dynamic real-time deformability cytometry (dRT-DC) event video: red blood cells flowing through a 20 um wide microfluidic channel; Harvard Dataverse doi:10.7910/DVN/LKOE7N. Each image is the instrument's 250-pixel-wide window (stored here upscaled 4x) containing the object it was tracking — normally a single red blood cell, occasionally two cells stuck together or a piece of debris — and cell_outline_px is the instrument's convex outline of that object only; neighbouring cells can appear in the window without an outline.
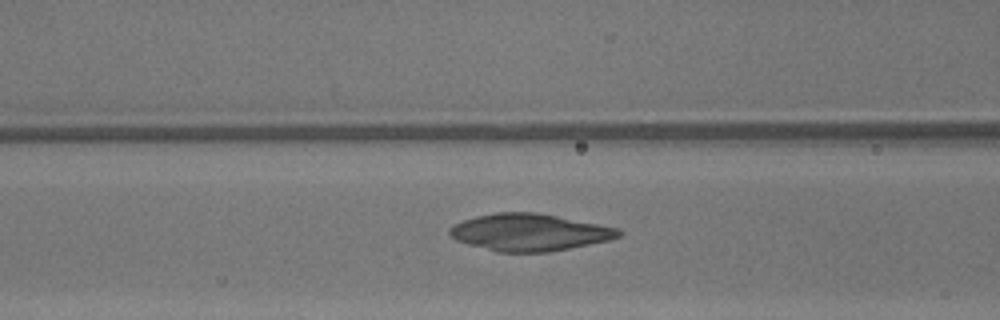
{"species": "common noctule bat (a hibernating species)", "species_latin": "Nyctalus noctula", "temperature_condition": "warm", "stored_images_in_passage": 40, "camera_frame_rate_fps": 3000, "um_per_image_px": 0.085, "animal": {"sex": "male", "body_mass_g": 13.3}, "frame": {"image": 1, "passage_image": 20, "time_ms": 6.333, "image_size_px": [1000, 320], "cell_outline_px": [[624, 232], [620, 236], [608, 240], [548, 252], [496, 252], [468, 244], [456, 240], [448, 232], [448, 228], [464, 220], [476, 216], [496, 212], [536, 212], [620, 228]], "centroid_in_image_um": [45.0, 19.74], "position_along_channel_um": 121.6, "area_um2": 36.36}}
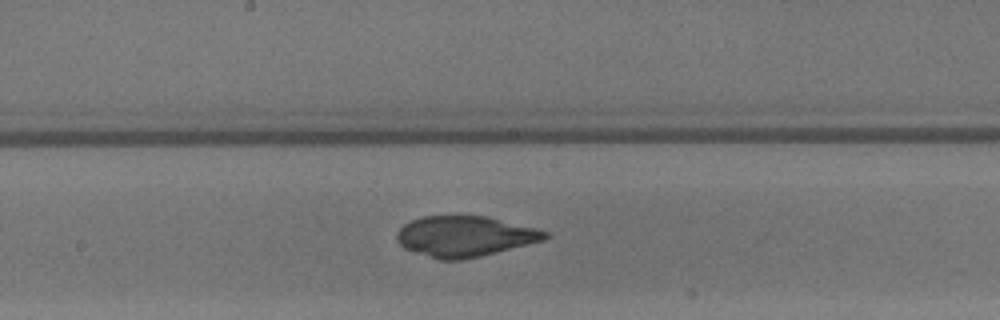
{"frame": {"image": 2, "passage_image": 26, "time_ms": 8.333, "image_size_px": [1000, 320], "cell_outline_px": [[552, 236], [544, 240], [464, 260], [436, 260], [404, 248], [396, 240], [396, 232], [404, 224], [420, 216], [488, 216], [552, 232]], "centroid_in_image_um": [39.52, 20.09], "position_along_channel_um": 208.7, "area_um2": 35.37}}
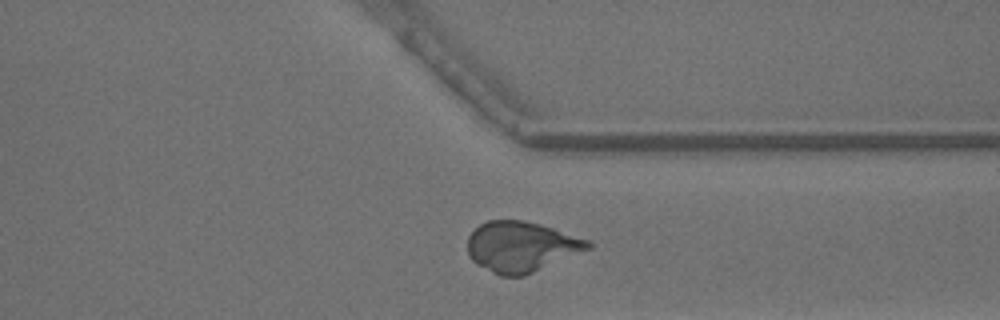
{"frame": {"image": 3, "passage_image": 37, "time_ms": 12.0, "image_size_px": [1000, 320], "cell_outline_px": [[592, 248], [524, 276], [500, 276], [476, 264], [468, 256], [468, 236], [480, 224], [488, 220], [524, 220], [540, 224], [588, 240], [592, 244]], "centroid_in_image_um": [44.29, 20.97], "position_along_channel_um": 367.1, "area_um2": 35.32}}